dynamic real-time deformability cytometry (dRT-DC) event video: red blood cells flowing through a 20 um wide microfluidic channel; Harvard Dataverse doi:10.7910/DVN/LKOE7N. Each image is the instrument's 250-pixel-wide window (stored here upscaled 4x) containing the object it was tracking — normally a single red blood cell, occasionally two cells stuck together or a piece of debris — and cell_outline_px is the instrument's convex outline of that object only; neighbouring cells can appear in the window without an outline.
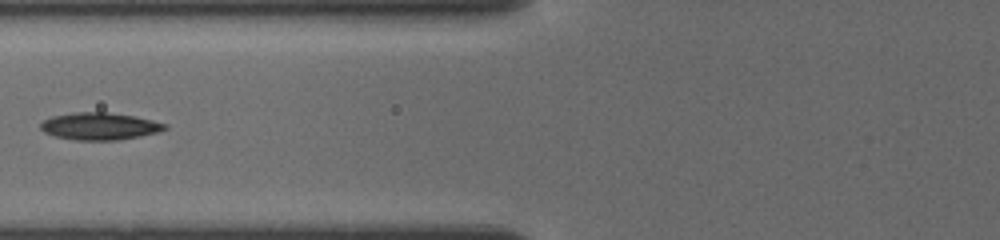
{"species": "common noctule bat (a hibernating species)", "species_latin": "Nyctalus noctula", "temperature_condition": "cold", "stored_images_in_passage": 7, "camera_frame_rate_fps": 3000, "um_per_image_px": 0.085, "animal": {"sex": "female", "body_mass_g": 19.5, "forearm_length_mm": 54.1}, "frame": {"image": 1, "passage_image": 5, "time_ms": 1.667, "image_size_px": [1000, 240], "cell_outline_px": [[168, 128], [156, 132], [140, 136], [120, 140], [76, 140], [56, 136], [44, 132], [40, 128], [40, 124], [44, 120], [52, 116], [72, 112], [108, 112], [136, 116], [168, 124]], "centroid_in_image_um": [8.48, 10.72], "position_along_channel_um": 117.3, "area_um2": 19.77}}